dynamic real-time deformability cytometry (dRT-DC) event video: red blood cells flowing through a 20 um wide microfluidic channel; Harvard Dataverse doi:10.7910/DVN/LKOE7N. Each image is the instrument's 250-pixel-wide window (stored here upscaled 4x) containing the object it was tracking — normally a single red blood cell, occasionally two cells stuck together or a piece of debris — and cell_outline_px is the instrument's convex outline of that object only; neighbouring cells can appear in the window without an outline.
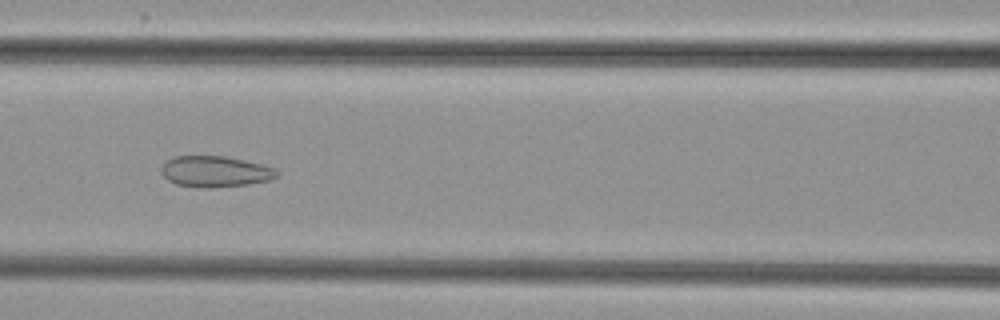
{"species": "common noctule bat (a hibernating species)", "species_latin": "Nyctalus noctula", "temperature_condition": "cold", "stored_images_in_passage": 7, "camera_frame_rate_fps": 3000, "um_per_image_px": 0.085, "animal": {"sex": "female", "body_mass_g": 29.2, "forearm_length_mm": 56.3}, "frame": {"image": 1, "passage_image": 5, "time_ms": 5.667, "image_size_px": [1000, 320], "cell_outline_px": [[280, 176], [268, 180], [248, 184], [212, 188], [196, 188], [176, 184], [168, 180], [160, 172], [160, 168], [172, 156], [224, 156], [244, 160], [276, 168], [280, 172]], "centroid_in_image_um": [18.29, 14.59], "position_along_channel_um": 148.3, "area_um2": 21.1}}
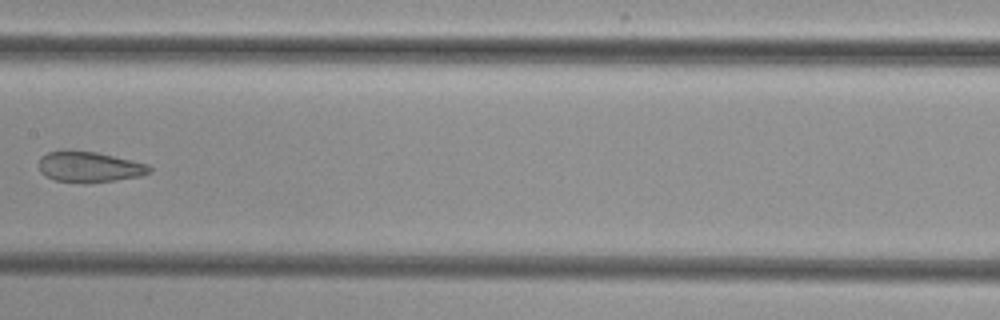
{"frame": {"image": 2, "passage_image": 6, "time_ms": 7.0, "image_size_px": [1000, 320], "cell_outline_px": [[152, 172], [140, 176], [116, 180], [84, 184], [56, 180], [44, 176], [40, 172], [40, 156], [48, 152], [68, 148], [96, 152], [132, 160], [148, 164], [152, 168]], "centroid_in_image_um": [7.57, 14.17], "position_along_channel_um": 199.8, "area_um2": 20.29}}
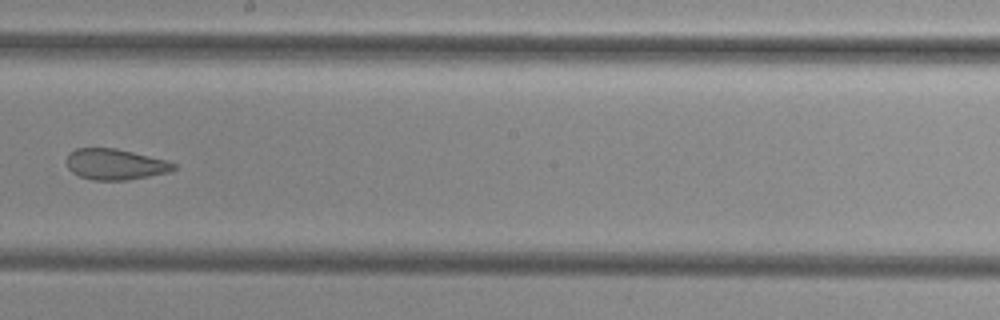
{"frame": {"image": 3, "passage_image": 7, "time_ms": 8.0, "image_size_px": [1000, 320], "cell_outline_px": [[176, 168], [168, 172], [128, 180], [92, 180], [80, 176], [72, 172], [68, 168], [68, 156], [76, 148], [116, 148], [168, 160], [176, 164]], "centroid_in_image_um": [9.83, 13.96], "position_along_channel_um": 238.4, "area_um2": 19.13}}